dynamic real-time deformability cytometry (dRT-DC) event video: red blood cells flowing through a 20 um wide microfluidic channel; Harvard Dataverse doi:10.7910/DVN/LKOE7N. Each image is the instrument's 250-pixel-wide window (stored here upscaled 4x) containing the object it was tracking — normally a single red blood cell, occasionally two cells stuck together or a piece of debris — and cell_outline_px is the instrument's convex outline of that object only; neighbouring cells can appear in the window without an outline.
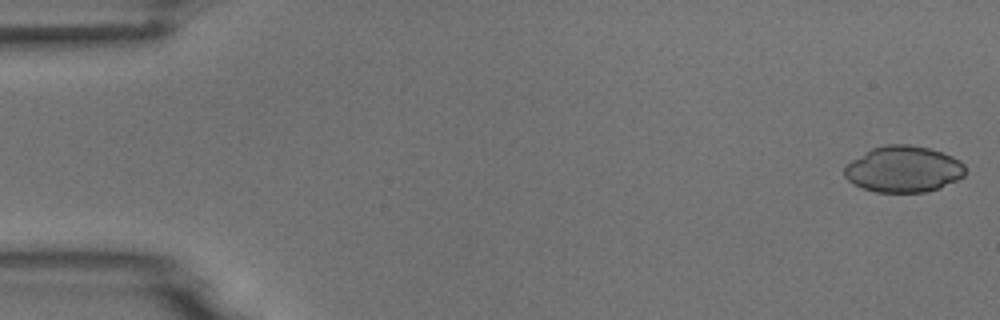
{"species": "common noctule bat (a hibernating species)", "species_latin": "Nyctalus noctula", "temperature_condition": "room temperature", "stored_images_in_passage": 3, "camera_frame_rate_fps": 3000, "um_per_image_px": 0.085, "animal": {"sex": "male", "body_mass_g": 18.8}, "frame": {"image": 1, "passage_image": 1, "time_ms": 0.0, "image_size_px": [1000, 320], "cell_outline_px": [[964, 176], [956, 180], [936, 188], [924, 192], [876, 192], [852, 184], [844, 176], [844, 168], [852, 160], [872, 148], [884, 144], [908, 144], [928, 148], [952, 156], [960, 160], [964, 164]], "centroid_in_image_um": [76.77, 14.37], "position_along_channel_um": 8.2, "area_um2": 32.31}}